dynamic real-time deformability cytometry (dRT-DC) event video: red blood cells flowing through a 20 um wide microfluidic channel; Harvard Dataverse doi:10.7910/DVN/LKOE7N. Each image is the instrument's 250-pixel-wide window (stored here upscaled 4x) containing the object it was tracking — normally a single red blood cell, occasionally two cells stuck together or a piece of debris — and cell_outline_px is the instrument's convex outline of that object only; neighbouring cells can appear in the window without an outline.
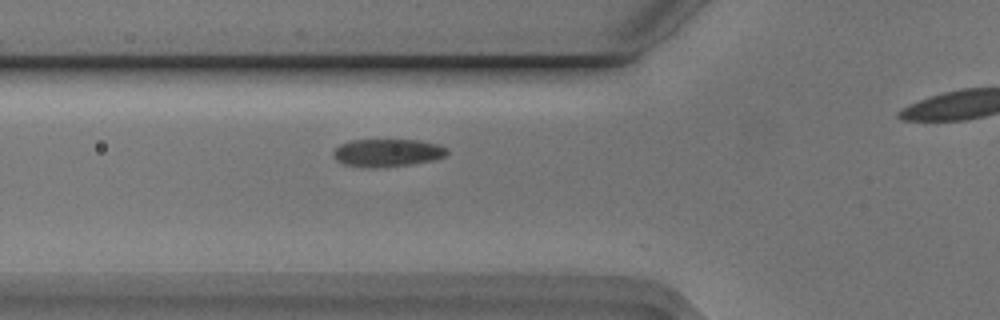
{"species": "Egyptian fruit bat (a non-hibernating species)", "species_latin": "Rousettus aegyptiacus", "temperature_condition": "cold", "stored_images_in_passage": 31, "camera_frame_rate_fps": 3000, "um_per_image_px": 0.085, "animal": {"sex": "male"}, "frame": {"image": 1, "passage_image": 3, "time_ms": 0.667, "image_size_px": [1000, 320], "cell_outline_px": [[448, 152], [444, 156], [436, 160], [412, 164], [376, 168], [368, 168], [344, 164], [336, 160], [332, 156], [332, 152], [340, 144], [352, 140], [420, 140], [440, 144], [448, 148]], "centroid_in_image_um": [32.95, 12.99], "position_along_channel_um": 92.9, "area_um2": 18.67}}
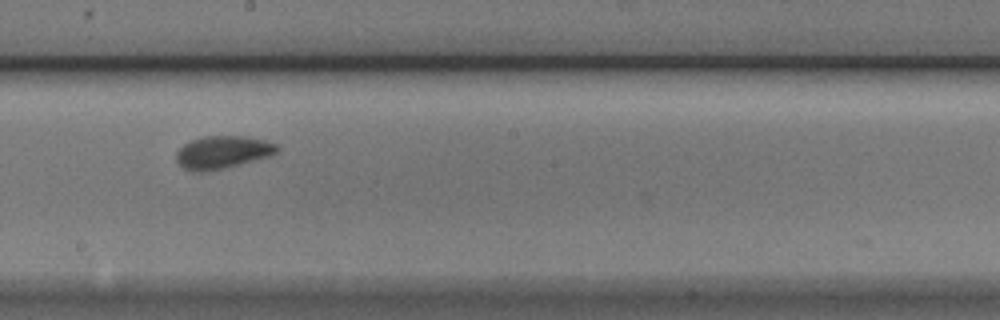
{"frame": {"image": 2, "passage_image": 14, "time_ms": 4.333, "image_size_px": [1000, 320], "cell_outline_px": [[280, 148], [276, 152], [268, 156], [224, 168], [204, 172], [192, 172], [184, 168], [176, 160], [176, 152], [184, 144], [192, 140], [204, 136], [244, 136], [264, 140], [276, 144]], "centroid_in_image_um": [18.89, 12.94], "position_along_channel_um": 229.3, "area_um2": 19.02}}
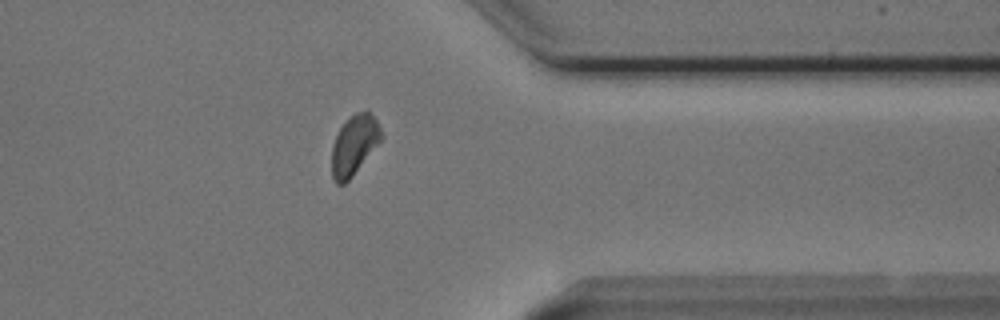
{"frame": {"image": 3, "passage_image": 27, "time_ms": 8.667, "image_size_px": [1000, 320], "cell_outline_px": [[384, 136], [352, 176], [344, 184], [336, 184], [332, 176], [332, 144], [340, 128], [356, 112], [368, 112], [376, 120]], "centroid_in_image_um": [30.09, 12.35], "position_along_channel_um": 381.3, "area_um2": 16.76}, "authors_computed_cell_mechanics": {"area_um2": 18.5538, "velocity_mm_per_s": 3.7153, "shape_relaxation_time_tau1_ms": 1.769, "shape_relaxation_time_tau2_ms": 1.0764, "deformation_change_tau1": 0.106, "deformation_change_tau2": 0.0455}}